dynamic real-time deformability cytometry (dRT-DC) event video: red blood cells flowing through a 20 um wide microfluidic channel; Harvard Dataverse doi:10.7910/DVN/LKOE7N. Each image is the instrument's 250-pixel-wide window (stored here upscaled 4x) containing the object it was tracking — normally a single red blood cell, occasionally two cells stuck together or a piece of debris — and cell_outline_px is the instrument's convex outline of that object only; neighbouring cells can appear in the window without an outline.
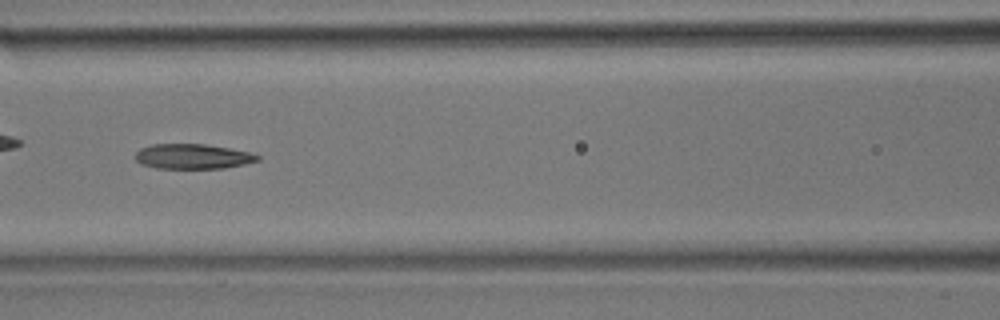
{"species": "common noctule bat (a hibernating species)", "species_latin": "Nyctalus noctula", "temperature_condition": "room temperature", "stored_images_in_passage": 22, "camera_frame_rate_fps": 3000, "um_per_image_px": 0.085, "animal": {"sex": "male", "body_mass_g": 17.9}, "frame": {"image": 1, "passage_image": 10, "time_ms": 3.0, "image_size_px": [1000, 320], "cell_outline_px": [[260, 160], [244, 164], [224, 168], [156, 168], [140, 164], [136, 160], [136, 152], [140, 148], [152, 144], [204, 144], [228, 148], [248, 152], [260, 156]], "centroid_in_image_um": [16.35, 13.3], "position_along_channel_um": 150.2, "area_um2": 17.69}}